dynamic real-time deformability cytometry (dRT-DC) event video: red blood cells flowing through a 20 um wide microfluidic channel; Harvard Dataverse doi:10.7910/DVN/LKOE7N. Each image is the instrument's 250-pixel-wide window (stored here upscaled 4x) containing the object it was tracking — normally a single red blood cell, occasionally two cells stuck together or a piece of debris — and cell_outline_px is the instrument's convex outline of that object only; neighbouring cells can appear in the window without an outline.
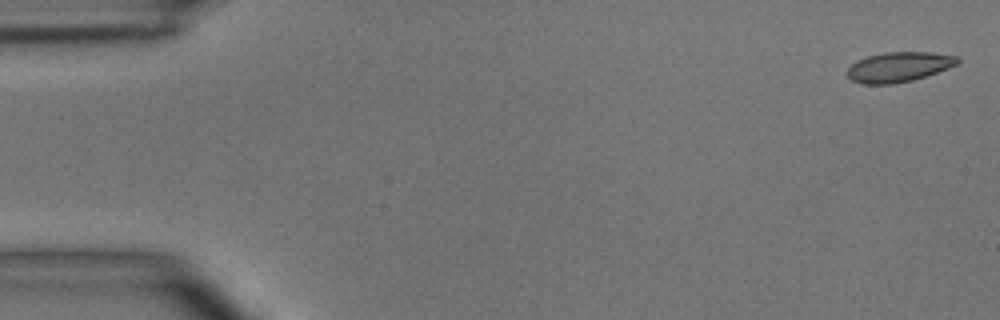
{"species": "common noctule bat (a hibernating species)", "species_latin": "Nyctalus noctula", "temperature_condition": "room temperature", "stored_images_in_passage": 3, "camera_frame_rate_fps": 3000, "um_per_image_px": 0.085, "animal": {"sex": "male", "body_mass_g": 15.6}, "frame": {"image": 1, "passage_image": 1, "time_ms": 0.0, "image_size_px": [1000, 320], "cell_outline_px": [[960, 60], [956, 64], [948, 68], [912, 80], [892, 84], [864, 84], [852, 80], [848, 76], [848, 68], [856, 60], [868, 56], [884, 52], [932, 52], [956, 56]], "centroid_in_image_um": [76.38, 5.68], "position_along_channel_um": 8.6, "area_um2": 19.02}}